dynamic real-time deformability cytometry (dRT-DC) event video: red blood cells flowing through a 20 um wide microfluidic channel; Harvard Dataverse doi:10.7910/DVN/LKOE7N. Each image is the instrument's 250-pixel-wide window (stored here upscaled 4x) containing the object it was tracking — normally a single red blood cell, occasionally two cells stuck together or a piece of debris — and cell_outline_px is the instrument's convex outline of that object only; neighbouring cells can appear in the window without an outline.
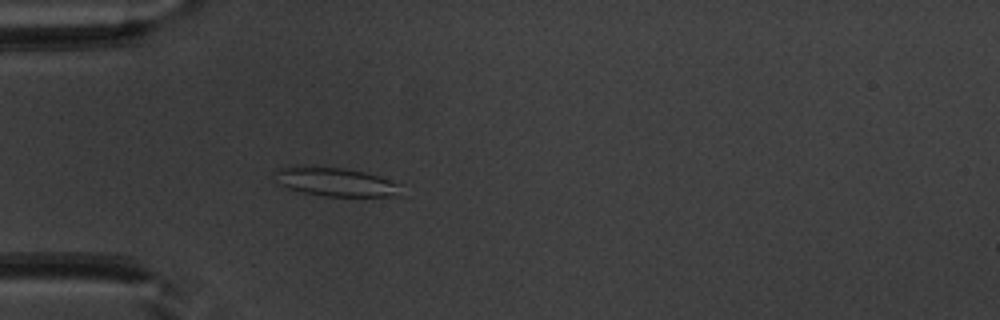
{"species": "common noctule bat (a hibernating species)", "species_latin": "Nyctalus noctula", "temperature_condition": "warm", "stored_images_in_passage": 52, "camera_frame_rate_fps": 3000, "um_per_image_px": 0.085, "animal": {"sex": "male", "body_mass_g": 20.1, "forearm_length_mm": 53.5}, "frame": {"image": 1, "passage_image": 16, "time_ms": 5.0, "image_size_px": [1000, 320], "cell_outline_px": [[400, 196], [324, 196], [304, 192], [288, 188], [276, 184], [272, 172], [276, 168], [296, 164], [300, 164], [344, 168], [364, 172], [400, 184]], "centroid_in_image_um": [28.37, 15.43], "position_along_channel_um": 56.6, "area_um2": 21.62}}
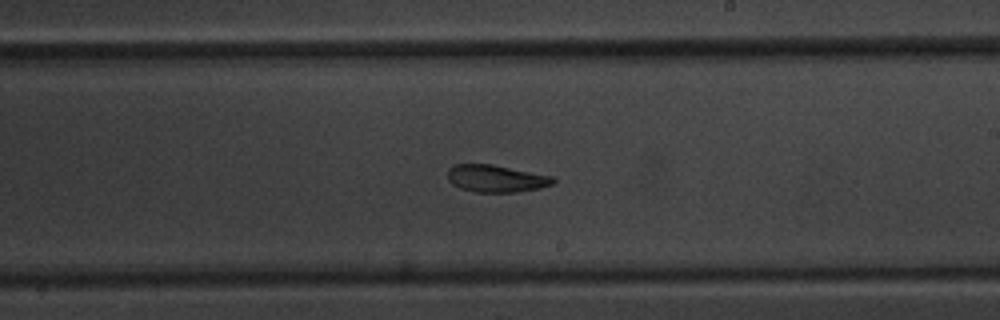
{"frame": {"image": 2, "passage_image": 31, "time_ms": 10.0, "image_size_px": [1000, 320], "cell_outline_px": [[556, 180], [552, 184], [540, 188], [516, 192], [476, 192], [460, 188], [452, 184], [448, 180], [448, 168], [452, 164], [492, 164], [552, 176]], "centroid_in_image_um": [42.14, 15.17], "position_along_channel_um": 246.9, "area_um2": 16.76}}
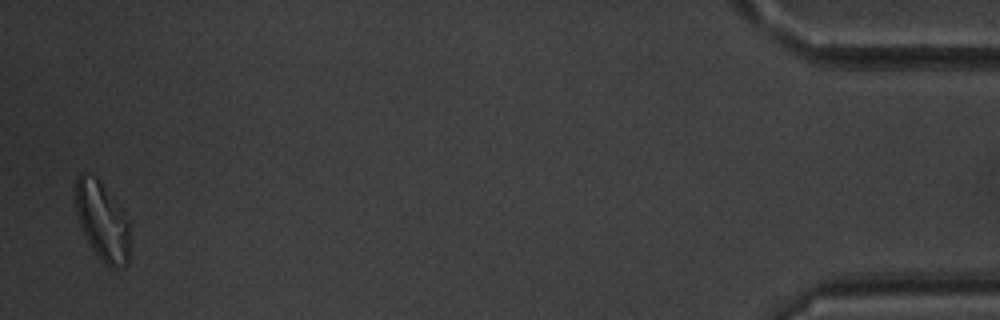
{"frame": {"image": 3, "passage_image": 51, "time_ms": 16.667, "image_size_px": [1000, 320], "cell_outline_px": [[128, 264], [124, 268], [112, 268], [104, 264], [92, 248], [80, 228], [76, 212], [76, 176], [80, 172], [92, 172], [96, 176], [124, 212], [128, 220]], "centroid_in_image_um": [8.67, 18.78], "position_along_channel_um": 426.5, "area_um2": 25.03}, "authors_computed_cell_mechanics": {"area_um2": 20.1144, "velocity_mm_per_s": 3.9485, "shape_relaxation_time_tau1_ms": null, "shape_relaxation_time_tau2_ms": 4.315, "deformation_change_tau1": null, "deformation_change_tau2": 0.1215}}